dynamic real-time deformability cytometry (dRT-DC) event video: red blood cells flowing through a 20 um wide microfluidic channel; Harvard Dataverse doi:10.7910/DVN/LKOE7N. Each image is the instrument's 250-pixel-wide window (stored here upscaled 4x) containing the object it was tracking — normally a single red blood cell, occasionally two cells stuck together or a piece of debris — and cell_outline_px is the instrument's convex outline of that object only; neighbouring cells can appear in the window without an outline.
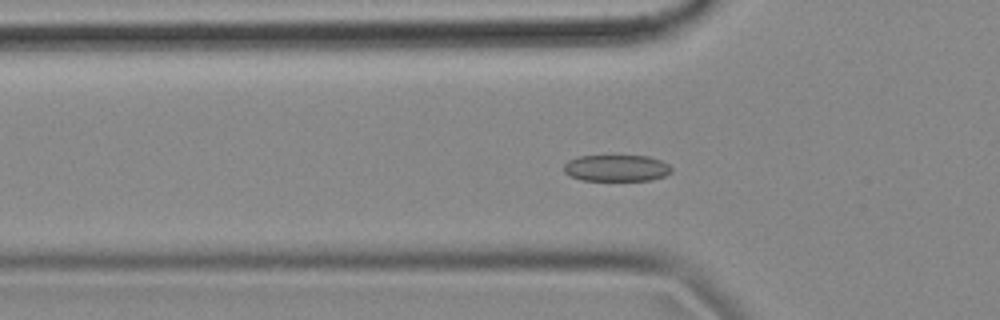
{"species": "common noctule bat (a hibernating species)", "species_latin": "Nyctalus noctula", "temperature_condition": "cold", "stored_images_in_passage": 56, "camera_frame_rate_fps": 3000, "um_per_image_px": 0.085, "animal": {"sex": "female", "body_mass_g": 18.4}, "frame": {"image": 1, "passage_image": 17, "time_ms": 5.333, "image_size_px": [1000, 320], "cell_outline_px": [[672, 172], [664, 176], [652, 180], [580, 180], [564, 172], [564, 164], [568, 160], [580, 156], [648, 156], [660, 160], [668, 164], [672, 168]], "centroid_in_image_um": [52.41, 14.29], "position_along_channel_um": 73.4, "area_um2": 16.59}}
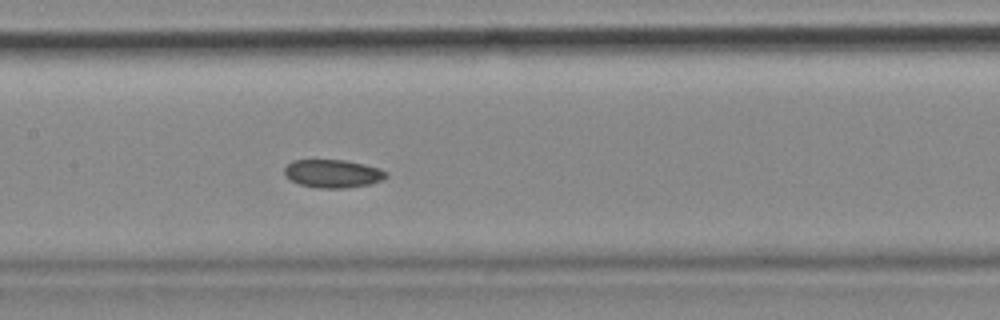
{"frame": {"image": 2, "passage_image": 26, "time_ms": 8.333, "image_size_px": [1000, 320], "cell_outline_px": [[388, 176], [384, 180], [372, 184], [344, 188], [316, 188], [300, 184], [292, 180], [284, 172], [284, 168], [292, 160], [344, 160], [364, 164], [380, 168], [388, 172]], "centroid_in_image_um": [28.35, 14.76], "position_along_channel_um": 179.0, "area_um2": 16.76}}
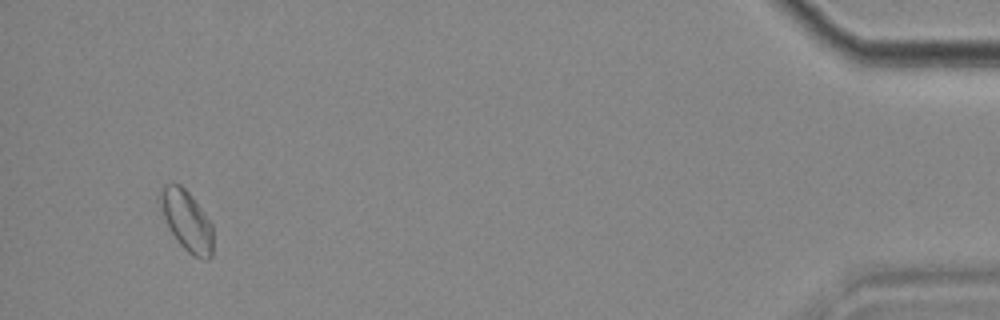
{"frame": {"image": 3, "passage_image": 53, "time_ms": 17.333, "image_size_px": [1000, 320], "cell_outline_px": [[212, 256], [208, 260], [204, 260], [192, 256], [176, 240], [156, 200], [160, 188], [164, 184], [172, 180], [180, 184], [192, 196], [204, 212], [212, 224]], "centroid_in_image_um": [15.83, 18.7], "position_along_channel_um": 419.4, "area_um2": 19.02}, "authors_computed_cell_mechanics": {"area_um2": 17.1955, "velocity_mm_per_s": 3.5263, "shape_relaxation_time_tau1_ms": 2.5092, "shape_relaxation_time_tau2_ms": 2.4552, "deformation_change_tau1": 0.0603, "deformation_change_tau2": 0.0534}}